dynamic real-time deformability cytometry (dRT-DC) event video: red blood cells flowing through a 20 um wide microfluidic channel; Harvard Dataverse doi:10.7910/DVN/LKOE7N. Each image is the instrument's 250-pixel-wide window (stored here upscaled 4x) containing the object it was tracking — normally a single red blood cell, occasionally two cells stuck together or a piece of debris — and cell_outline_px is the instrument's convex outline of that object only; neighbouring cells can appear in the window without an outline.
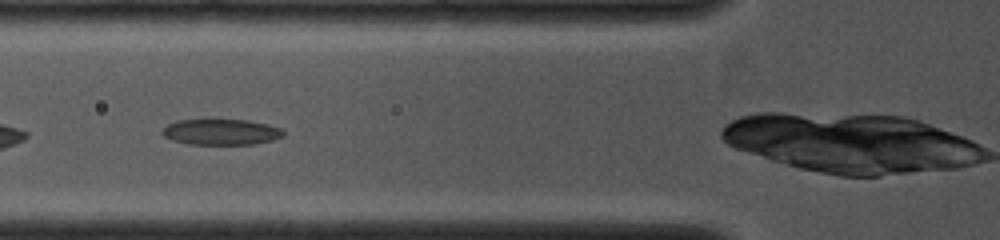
{"species": "common noctule bat (a hibernating species)", "species_latin": "Nyctalus noctula", "temperature_condition": "cold", "stored_images_in_passage": 6, "camera_frame_rate_fps": 4000, "um_per_image_px": 0.085, "animal": {"sex": "female", "body_mass_g": 19.0, "forearm_length_mm": 53.3}, "frame": {"image": 1, "passage_image": 4, "time_ms": 0.75, "image_size_px": [1000, 240], "cell_outline_px": [[284, 136], [272, 140], [252, 144], [188, 144], [172, 140], [164, 136], [160, 132], [168, 124], [176, 120], [208, 116], [248, 120], [268, 124], [280, 128], [284, 132]], "centroid_in_image_um": [18.74, 11.16], "position_along_channel_um": 107.1, "area_um2": 19.19}}